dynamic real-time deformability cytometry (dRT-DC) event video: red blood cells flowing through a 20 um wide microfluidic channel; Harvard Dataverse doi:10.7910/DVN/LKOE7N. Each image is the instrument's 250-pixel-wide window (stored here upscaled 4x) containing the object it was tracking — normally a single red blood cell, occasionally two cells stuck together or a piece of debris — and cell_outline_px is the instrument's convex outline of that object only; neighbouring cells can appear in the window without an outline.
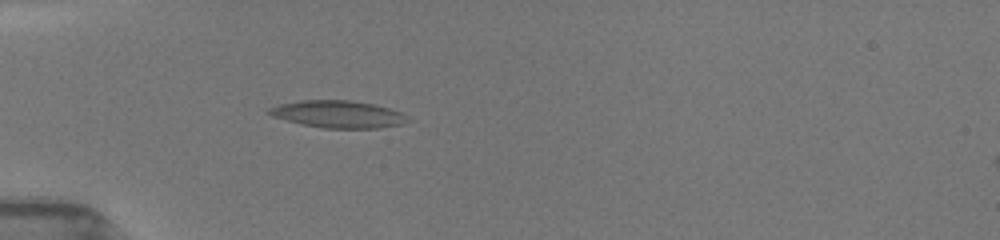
{"species": "common noctule bat (a hibernating species)", "species_latin": "Nyctalus noctula", "temperature_condition": "room temperature", "stored_images_in_passage": 40, "camera_frame_rate_fps": 3000, "um_per_image_px": 0.085, "animal": {"sex": "female", "body_mass_g": 19.5, "forearm_length_mm": 54.1}, "frame": {"image": 1, "passage_image": 21, "time_ms": 2.333, "image_size_px": [1000, 240], "cell_outline_px": [[396, 124], [376, 128], [324, 128], [304, 124], [288, 120], [276, 116], [268, 112], [272, 108], [284, 104], [304, 100], [344, 100], [368, 104], [384, 108], [396, 112]], "centroid_in_image_um": [28.54, 9.7], "position_along_channel_um": 56.5, "area_um2": 19.94}}
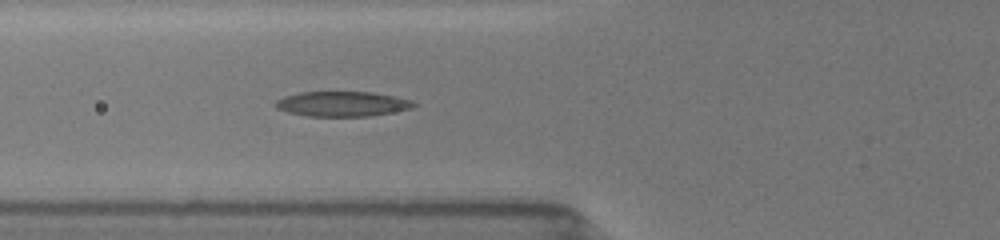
{"frame": {"image": 2, "passage_image": 33, "time_ms": 3.667, "image_size_px": [1000, 240], "cell_outline_px": [[416, 104], [412, 108], [368, 116], [304, 116], [288, 112], [276, 108], [276, 100], [284, 96], [300, 92], [372, 92], [392, 96], [408, 100]], "centroid_in_image_um": [29.02, 8.83], "position_along_channel_um": 96.8, "area_um2": 19.83}}
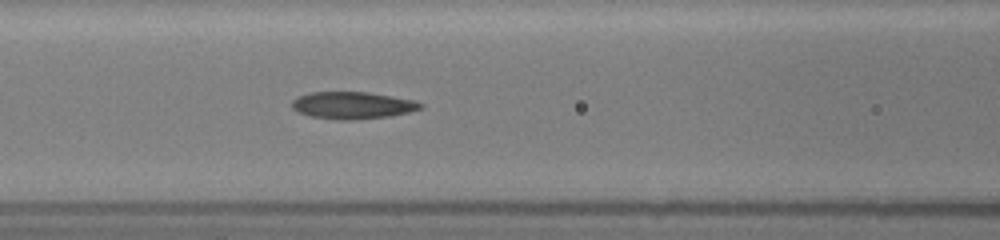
{"frame": {"image": 3, "passage_image": 40, "time_ms": 4.667, "image_size_px": [1000, 240], "cell_outline_px": [[420, 108], [408, 112], [388, 116], [356, 120], [336, 120], [312, 116], [300, 112], [292, 108], [292, 100], [300, 96], [312, 92], [368, 92], [408, 100], [420, 104]], "centroid_in_image_um": [29.87, 8.96], "position_along_channel_um": 136.7, "area_um2": 19.71}}